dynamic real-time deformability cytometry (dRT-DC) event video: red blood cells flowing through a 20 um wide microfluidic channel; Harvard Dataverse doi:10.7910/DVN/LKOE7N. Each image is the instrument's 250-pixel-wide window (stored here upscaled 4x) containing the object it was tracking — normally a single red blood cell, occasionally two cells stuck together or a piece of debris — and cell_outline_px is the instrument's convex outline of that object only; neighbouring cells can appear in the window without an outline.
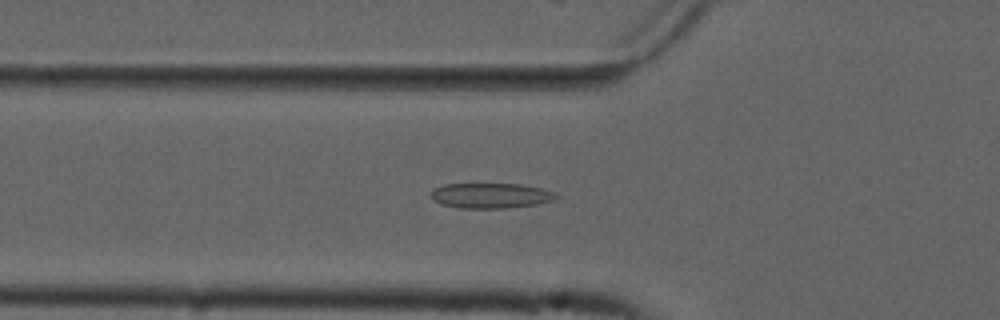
{"species": "common noctule bat (a hibernating species)", "species_latin": "Nyctalus noctula", "temperature_condition": "cold", "stored_images_in_passage": 54, "camera_frame_rate_fps": 3000, "um_per_image_px": 0.085, "animal": {"sex": "male", "forearm_length_mm": 52.5}, "frame": {"image": 1, "passage_image": 18, "time_ms": 5.667, "image_size_px": [1000, 320], "cell_outline_px": [[560, 196], [556, 200], [536, 204], [504, 208], [460, 208], [440, 204], [432, 200], [432, 192], [436, 188], [444, 184], [520, 184], [540, 188], [556, 192]], "centroid_in_image_um": [41.75, 16.63], "position_along_channel_um": 84.0, "area_um2": 18.38}}
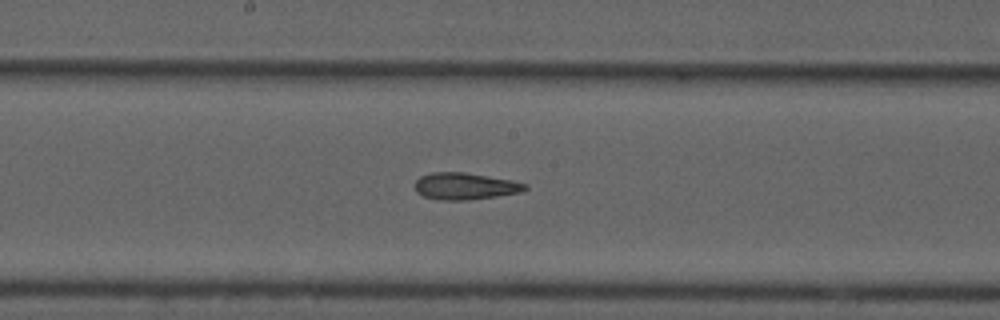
{"frame": {"image": 2, "passage_image": 28, "time_ms": 9.0, "image_size_px": [1000, 320], "cell_outline_px": [[528, 188], [520, 192], [496, 196], [468, 200], [440, 200], [424, 196], [416, 192], [416, 180], [420, 176], [432, 172], [464, 172], [512, 180], [528, 184]], "centroid_in_image_um": [39.53, 15.82], "position_along_channel_um": 208.7, "area_um2": 17.17}}
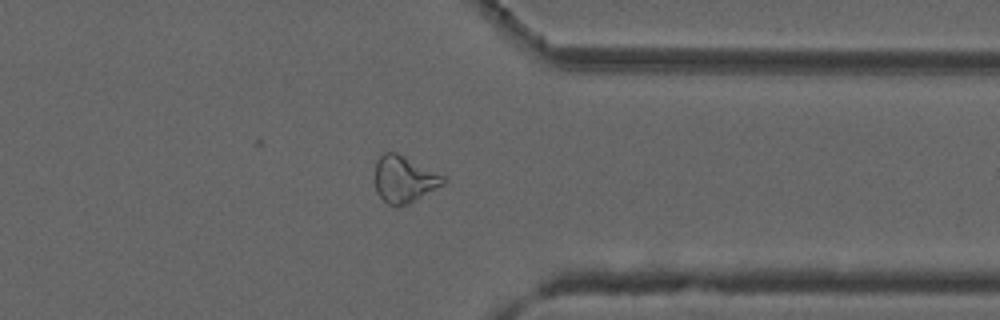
{"frame": {"image": 3, "passage_image": 42, "time_ms": 13.667, "image_size_px": [1000, 320], "cell_outline_px": [[448, 180], [444, 184], [408, 204], [396, 208], [388, 204], [376, 192], [376, 160], [384, 152], [396, 152], [444, 176]], "centroid_in_image_um": [34.35, 15.25], "position_along_channel_um": 377.1, "area_um2": 18.44}, "authors_computed_cell_mechanics": {"area_um2": 18.9584, "velocity_mm_per_s": 3.7221, "shape_relaxation_time_tau1_ms": null, "shape_relaxation_time_tau2_ms": 2.9682, "deformation_change_tau1": null, "deformation_change_tau2": 0.0995}}